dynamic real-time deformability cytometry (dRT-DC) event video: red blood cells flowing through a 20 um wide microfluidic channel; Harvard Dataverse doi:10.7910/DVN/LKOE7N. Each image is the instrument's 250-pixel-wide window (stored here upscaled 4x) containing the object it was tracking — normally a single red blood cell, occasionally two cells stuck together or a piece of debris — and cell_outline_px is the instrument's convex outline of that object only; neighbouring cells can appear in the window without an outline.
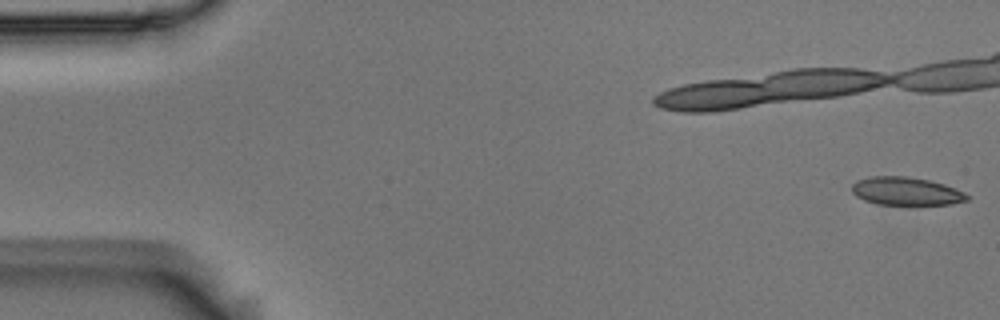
{"species": "Egyptian fruit bat (a non-hibernating species)", "species_latin": "Rousettus aegyptiacus", "temperature_condition": "room temperature", "stored_images_in_passage": 55, "camera_frame_rate_fps": 3000, "um_per_image_px": 0.085, "animal": {"sex": "male"}, "frame": {"image": 1, "passage_image": 1, "time_ms": 0.0, "image_size_px": [1000, 320], "cell_outline_px": [[972, 196], [968, 200], [952, 204], [876, 204], [864, 200], [856, 196], [852, 192], [852, 184], [856, 180], [872, 176], [904, 176], [928, 180], [944, 184], [956, 188]], "centroid_in_image_um": [77.03, 16.25], "position_along_channel_um": 8.0, "area_um2": 18.9}, "authors_computed_cell_mechanics": {"area_um2": 19.652, "velocity_mm_per_s": 3.6753, "shape_relaxation_time_tau1_ms": 6.555, "shape_relaxation_time_tau2_ms": 2.5073, "deformation_change_tau1": 0.1589, "deformation_change_tau2": 0.0932}}